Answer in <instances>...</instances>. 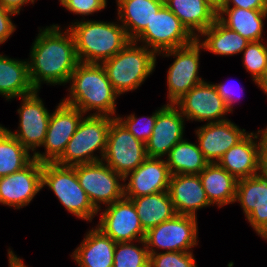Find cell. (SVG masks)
Masks as SVG:
<instances>
[{
	"mask_svg": "<svg viewBox=\"0 0 267 267\" xmlns=\"http://www.w3.org/2000/svg\"><path fill=\"white\" fill-rule=\"evenodd\" d=\"M62 28L55 23L38 28L27 59L35 90H40L42 84L65 86L79 63L74 36L68 27Z\"/></svg>",
	"mask_w": 267,
	"mask_h": 267,
	"instance_id": "1",
	"label": "cell"
},
{
	"mask_svg": "<svg viewBox=\"0 0 267 267\" xmlns=\"http://www.w3.org/2000/svg\"><path fill=\"white\" fill-rule=\"evenodd\" d=\"M68 83L69 94L61 99L65 104L79 109L86 115L116 118L117 99L120 97L102 64L79 62Z\"/></svg>",
	"mask_w": 267,
	"mask_h": 267,
	"instance_id": "2",
	"label": "cell"
},
{
	"mask_svg": "<svg viewBox=\"0 0 267 267\" xmlns=\"http://www.w3.org/2000/svg\"><path fill=\"white\" fill-rule=\"evenodd\" d=\"M65 27L73 34L78 60L83 63L102 64L130 42L119 21L81 18Z\"/></svg>",
	"mask_w": 267,
	"mask_h": 267,
	"instance_id": "3",
	"label": "cell"
},
{
	"mask_svg": "<svg viewBox=\"0 0 267 267\" xmlns=\"http://www.w3.org/2000/svg\"><path fill=\"white\" fill-rule=\"evenodd\" d=\"M157 54L133 40L116 55L102 63L115 92H133L155 71Z\"/></svg>",
	"mask_w": 267,
	"mask_h": 267,
	"instance_id": "4",
	"label": "cell"
},
{
	"mask_svg": "<svg viewBox=\"0 0 267 267\" xmlns=\"http://www.w3.org/2000/svg\"><path fill=\"white\" fill-rule=\"evenodd\" d=\"M113 119L114 117L105 115H85L62 156L55 163L72 167L102 161Z\"/></svg>",
	"mask_w": 267,
	"mask_h": 267,
	"instance_id": "5",
	"label": "cell"
},
{
	"mask_svg": "<svg viewBox=\"0 0 267 267\" xmlns=\"http://www.w3.org/2000/svg\"><path fill=\"white\" fill-rule=\"evenodd\" d=\"M45 187L53 192L65 211L78 219L90 223L98 216V211L80 186L73 167L42 163V188Z\"/></svg>",
	"mask_w": 267,
	"mask_h": 267,
	"instance_id": "6",
	"label": "cell"
},
{
	"mask_svg": "<svg viewBox=\"0 0 267 267\" xmlns=\"http://www.w3.org/2000/svg\"><path fill=\"white\" fill-rule=\"evenodd\" d=\"M204 51L202 45L195 39L189 45L164 51L157 54L162 58H174L167 74V104H175L204 78L199 76L200 54Z\"/></svg>",
	"mask_w": 267,
	"mask_h": 267,
	"instance_id": "7",
	"label": "cell"
},
{
	"mask_svg": "<svg viewBox=\"0 0 267 267\" xmlns=\"http://www.w3.org/2000/svg\"><path fill=\"white\" fill-rule=\"evenodd\" d=\"M197 217L176 214L172 219L148 229L145 244L149 255L164 252H190L198 246Z\"/></svg>",
	"mask_w": 267,
	"mask_h": 267,
	"instance_id": "8",
	"label": "cell"
},
{
	"mask_svg": "<svg viewBox=\"0 0 267 267\" xmlns=\"http://www.w3.org/2000/svg\"><path fill=\"white\" fill-rule=\"evenodd\" d=\"M72 167L75 169L80 186L97 211L103 205H110L124 197V177L105 162L99 161Z\"/></svg>",
	"mask_w": 267,
	"mask_h": 267,
	"instance_id": "9",
	"label": "cell"
},
{
	"mask_svg": "<svg viewBox=\"0 0 267 267\" xmlns=\"http://www.w3.org/2000/svg\"><path fill=\"white\" fill-rule=\"evenodd\" d=\"M195 39L180 19L164 5L133 41L159 54L189 45Z\"/></svg>",
	"mask_w": 267,
	"mask_h": 267,
	"instance_id": "10",
	"label": "cell"
},
{
	"mask_svg": "<svg viewBox=\"0 0 267 267\" xmlns=\"http://www.w3.org/2000/svg\"><path fill=\"white\" fill-rule=\"evenodd\" d=\"M40 90L21 96V106L17 109L18 128L11 131L5 127L34 156L45 142L51 113L39 97Z\"/></svg>",
	"mask_w": 267,
	"mask_h": 267,
	"instance_id": "11",
	"label": "cell"
},
{
	"mask_svg": "<svg viewBox=\"0 0 267 267\" xmlns=\"http://www.w3.org/2000/svg\"><path fill=\"white\" fill-rule=\"evenodd\" d=\"M147 157L145 143L136 139L117 118H114L108 132L102 161L125 177Z\"/></svg>",
	"mask_w": 267,
	"mask_h": 267,
	"instance_id": "12",
	"label": "cell"
},
{
	"mask_svg": "<svg viewBox=\"0 0 267 267\" xmlns=\"http://www.w3.org/2000/svg\"><path fill=\"white\" fill-rule=\"evenodd\" d=\"M84 116L79 109L60 100L50 115L45 142L42 145L44 152L37 151L34 159L40 163H55L62 156Z\"/></svg>",
	"mask_w": 267,
	"mask_h": 267,
	"instance_id": "13",
	"label": "cell"
},
{
	"mask_svg": "<svg viewBox=\"0 0 267 267\" xmlns=\"http://www.w3.org/2000/svg\"><path fill=\"white\" fill-rule=\"evenodd\" d=\"M102 208L98 211L100 218L95 227L113 241L121 243L145 238L146 231L131 199L123 197Z\"/></svg>",
	"mask_w": 267,
	"mask_h": 267,
	"instance_id": "14",
	"label": "cell"
},
{
	"mask_svg": "<svg viewBox=\"0 0 267 267\" xmlns=\"http://www.w3.org/2000/svg\"><path fill=\"white\" fill-rule=\"evenodd\" d=\"M175 105L186 121L191 122H221L227 120V114L231 113L214 83L205 80L194 86Z\"/></svg>",
	"mask_w": 267,
	"mask_h": 267,
	"instance_id": "15",
	"label": "cell"
},
{
	"mask_svg": "<svg viewBox=\"0 0 267 267\" xmlns=\"http://www.w3.org/2000/svg\"><path fill=\"white\" fill-rule=\"evenodd\" d=\"M42 189V163L33 159L23 169L0 178V204L20 210Z\"/></svg>",
	"mask_w": 267,
	"mask_h": 267,
	"instance_id": "16",
	"label": "cell"
},
{
	"mask_svg": "<svg viewBox=\"0 0 267 267\" xmlns=\"http://www.w3.org/2000/svg\"><path fill=\"white\" fill-rule=\"evenodd\" d=\"M236 202L254 232L267 241V179L260 174L239 179Z\"/></svg>",
	"mask_w": 267,
	"mask_h": 267,
	"instance_id": "17",
	"label": "cell"
},
{
	"mask_svg": "<svg viewBox=\"0 0 267 267\" xmlns=\"http://www.w3.org/2000/svg\"><path fill=\"white\" fill-rule=\"evenodd\" d=\"M186 118L175 104L157 108L153 133L145 143L149 158H164L185 137Z\"/></svg>",
	"mask_w": 267,
	"mask_h": 267,
	"instance_id": "18",
	"label": "cell"
},
{
	"mask_svg": "<svg viewBox=\"0 0 267 267\" xmlns=\"http://www.w3.org/2000/svg\"><path fill=\"white\" fill-rule=\"evenodd\" d=\"M267 126L249 132L241 141L227 150L217 162L237 180L259 174L260 150Z\"/></svg>",
	"mask_w": 267,
	"mask_h": 267,
	"instance_id": "19",
	"label": "cell"
},
{
	"mask_svg": "<svg viewBox=\"0 0 267 267\" xmlns=\"http://www.w3.org/2000/svg\"><path fill=\"white\" fill-rule=\"evenodd\" d=\"M194 132L199 148L209 163H217L227 150L249 133L231 119L206 123L196 127Z\"/></svg>",
	"mask_w": 267,
	"mask_h": 267,
	"instance_id": "20",
	"label": "cell"
},
{
	"mask_svg": "<svg viewBox=\"0 0 267 267\" xmlns=\"http://www.w3.org/2000/svg\"><path fill=\"white\" fill-rule=\"evenodd\" d=\"M171 173L163 158H149L124 177V197L168 191ZM128 180V182H127Z\"/></svg>",
	"mask_w": 267,
	"mask_h": 267,
	"instance_id": "21",
	"label": "cell"
},
{
	"mask_svg": "<svg viewBox=\"0 0 267 267\" xmlns=\"http://www.w3.org/2000/svg\"><path fill=\"white\" fill-rule=\"evenodd\" d=\"M168 192L176 214L197 217V211L213 206L198 174L171 175Z\"/></svg>",
	"mask_w": 267,
	"mask_h": 267,
	"instance_id": "22",
	"label": "cell"
},
{
	"mask_svg": "<svg viewBox=\"0 0 267 267\" xmlns=\"http://www.w3.org/2000/svg\"><path fill=\"white\" fill-rule=\"evenodd\" d=\"M116 242L91 227L70 257L79 267H113Z\"/></svg>",
	"mask_w": 267,
	"mask_h": 267,
	"instance_id": "23",
	"label": "cell"
},
{
	"mask_svg": "<svg viewBox=\"0 0 267 267\" xmlns=\"http://www.w3.org/2000/svg\"><path fill=\"white\" fill-rule=\"evenodd\" d=\"M116 20L134 40L150 24L151 19L164 5V0H116Z\"/></svg>",
	"mask_w": 267,
	"mask_h": 267,
	"instance_id": "24",
	"label": "cell"
},
{
	"mask_svg": "<svg viewBox=\"0 0 267 267\" xmlns=\"http://www.w3.org/2000/svg\"><path fill=\"white\" fill-rule=\"evenodd\" d=\"M34 91L28 60L11 58L0 53V96L11 102Z\"/></svg>",
	"mask_w": 267,
	"mask_h": 267,
	"instance_id": "25",
	"label": "cell"
},
{
	"mask_svg": "<svg viewBox=\"0 0 267 267\" xmlns=\"http://www.w3.org/2000/svg\"><path fill=\"white\" fill-rule=\"evenodd\" d=\"M217 19L249 41H264L267 10L221 7L217 11Z\"/></svg>",
	"mask_w": 267,
	"mask_h": 267,
	"instance_id": "26",
	"label": "cell"
},
{
	"mask_svg": "<svg viewBox=\"0 0 267 267\" xmlns=\"http://www.w3.org/2000/svg\"><path fill=\"white\" fill-rule=\"evenodd\" d=\"M164 2L195 38L217 19V10L207 0H164Z\"/></svg>",
	"mask_w": 267,
	"mask_h": 267,
	"instance_id": "27",
	"label": "cell"
},
{
	"mask_svg": "<svg viewBox=\"0 0 267 267\" xmlns=\"http://www.w3.org/2000/svg\"><path fill=\"white\" fill-rule=\"evenodd\" d=\"M209 202L219 209L234 204L237 179L218 163H209L199 174Z\"/></svg>",
	"mask_w": 267,
	"mask_h": 267,
	"instance_id": "28",
	"label": "cell"
},
{
	"mask_svg": "<svg viewBox=\"0 0 267 267\" xmlns=\"http://www.w3.org/2000/svg\"><path fill=\"white\" fill-rule=\"evenodd\" d=\"M196 40L202 45L204 52L217 56H235L242 53L250 42L236 31L223 25L218 19L205 29Z\"/></svg>",
	"mask_w": 267,
	"mask_h": 267,
	"instance_id": "29",
	"label": "cell"
},
{
	"mask_svg": "<svg viewBox=\"0 0 267 267\" xmlns=\"http://www.w3.org/2000/svg\"><path fill=\"white\" fill-rule=\"evenodd\" d=\"M128 199H131L135 205L140 223L145 231L172 219L176 215L168 191Z\"/></svg>",
	"mask_w": 267,
	"mask_h": 267,
	"instance_id": "30",
	"label": "cell"
},
{
	"mask_svg": "<svg viewBox=\"0 0 267 267\" xmlns=\"http://www.w3.org/2000/svg\"><path fill=\"white\" fill-rule=\"evenodd\" d=\"M187 139L178 142L164 158L171 175L199 174L209 164L198 143Z\"/></svg>",
	"mask_w": 267,
	"mask_h": 267,
	"instance_id": "31",
	"label": "cell"
},
{
	"mask_svg": "<svg viewBox=\"0 0 267 267\" xmlns=\"http://www.w3.org/2000/svg\"><path fill=\"white\" fill-rule=\"evenodd\" d=\"M34 156L0 124V178L26 167Z\"/></svg>",
	"mask_w": 267,
	"mask_h": 267,
	"instance_id": "32",
	"label": "cell"
},
{
	"mask_svg": "<svg viewBox=\"0 0 267 267\" xmlns=\"http://www.w3.org/2000/svg\"><path fill=\"white\" fill-rule=\"evenodd\" d=\"M113 267H149V253L144 239L116 243Z\"/></svg>",
	"mask_w": 267,
	"mask_h": 267,
	"instance_id": "33",
	"label": "cell"
},
{
	"mask_svg": "<svg viewBox=\"0 0 267 267\" xmlns=\"http://www.w3.org/2000/svg\"><path fill=\"white\" fill-rule=\"evenodd\" d=\"M242 64L251 75L252 82L257 85V81L267 70V42L250 41L242 51Z\"/></svg>",
	"mask_w": 267,
	"mask_h": 267,
	"instance_id": "34",
	"label": "cell"
},
{
	"mask_svg": "<svg viewBox=\"0 0 267 267\" xmlns=\"http://www.w3.org/2000/svg\"><path fill=\"white\" fill-rule=\"evenodd\" d=\"M121 116L117 115L116 118L136 139L146 143L153 133L157 118V109L150 116H142L138 118L135 113Z\"/></svg>",
	"mask_w": 267,
	"mask_h": 267,
	"instance_id": "35",
	"label": "cell"
},
{
	"mask_svg": "<svg viewBox=\"0 0 267 267\" xmlns=\"http://www.w3.org/2000/svg\"><path fill=\"white\" fill-rule=\"evenodd\" d=\"M193 251L160 252L149 255V267H198Z\"/></svg>",
	"mask_w": 267,
	"mask_h": 267,
	"instance_id": "36",
	"label": "cell"
},
{
	"mask_svg": "<svg viewBox=\"0 0 267 267\" xmlns=\"http://www.w3.org/2000/svg\"><path fill=\"white\" fill-rule=\"evenodd\" d=\"M60 5L70 13L82 16H91L103 11L107 7L108 0H58Z\"/></svg>",
	"mask_w": 267,
	"mask_h": 267,
	"instance_id": "37",
	"label": "cell"
},
{
	"mask_svg": "<svg viewBox=\"0 0 267 267\" xmlns=\"http://www.w3.org/2000/svg\"><path fill=\"white\" fill-rule=\"evenodd\" d=\"M14 15L16 14L0 5V45L6 43L17 30L16 24L12 21Z\"/></svg>",
	"mask_w": 267,
	"mask_h": 267,
	"instance_id": "38",
	"label": "cell"
},
{
	"mask_svg": "<svg viewBox=\"0 0 267 267\" xmlns=\"http://www.w3.org/2000/svg\"><path fill=\"white\" fill-rule=\"evenodd\" d=\"M217 91H218V94L222 97V99L224 100L228 110L231 112V114L233 113V108L234 105H236L235 103H237V101H239V99L241 98V93L244 91V88H240L239 89L242 91H240V95L236 90H234V84H231L230 83L228 84V82L226 83H223V82H220V83H214ZM238 94V95H237Z\"/></svg>",
	"mask_w": 267,
	"mask_h": 267,
	"instance_id": "39",
	"label": "cell"
},
{
	"mask_svg": "<svg viewBox=\"0 0 267 267\" xmlns=\"http://www.w3.org/2000/svg\"><path fill=\"white\" fill-rule=\"evenodd\" d=\"M222 7L267 10V0H225Z\"/></svg>",
	"mask_w": 267,
	"mask_h": 267,
	"instance_id": "40",
	"label": "cell"
},
{
	"mask_svg": "<svg viewBox=\"0 0 267 267\" xmlns=\"http://www.w3.org/2000/svg\"><path fill=\"white\" fill-rule=\"evenodd\" d=\"M37 2V0H0V5L3 8H6L9 11H12L16 15H20V11L22 9L23 11V6H26L30 3L34 4Z\"/></svg>",
	"mask_w": 267,
	"mask_h": 267,
	"instance_id": "41",
	"label": "cell"
},
{
	"mask_svg": "<svg viewBox=\"0 0 267 267\" xmlns=\"http://www.w3.org/2000/svg\"><path fill=\"white\" fill-rule=\"evenodd\" d=\"M259 174L267 179V134L261 145Z\"/></svg>",
	"mask_w": 267,
	"mask_h": 267,
	"instance_id": "42",
	"label": "cell"
},
{
	"mask_svg": "<svg viewBox=\"0 0 267 267\" xmlns=\"http://www.w3.org/2000/svg\"><path fill=\"white\" fill-rule=\"evenodd\" d=\"M8 254V266L9 267H28L25 265L24 260L20 258L15 252L9 247L7 250Z\"/></svg>",
	"mask_w": 267,
	"mask_h": 267,
	"instance_id": "43",
	"label": "cell"
},
{
	"mask_svg": "<svg viewBox=\"0 0 267 267\" xmlns=\"http://www.w3.org/2000/svg\"><path fill=\"white\" fill-rule=\"evenodd\" d=\"M257 86L259 87L260 90L267 95V70L265 73L262 75V77L257 81Z\"/></svg>",
	"mask_w": 267,
	"mask_h": 267,
	"instance_id": "44",
	"label": "cell"
},
{
	"mask_svg": "<svg viewBox=\"0 0 267 267\" xmlns=\"http://www.w3.org/2000/svg\"><path fill=\"white\" fill-rule=\"evenodd\" d=\"M217 11L223 6L225 0H207Z\"/></svg>",
	"mask_w": 267,
	"mask_h": 267,
	"instance_id": "45",
	"label": "cell"
}]
</instances>
